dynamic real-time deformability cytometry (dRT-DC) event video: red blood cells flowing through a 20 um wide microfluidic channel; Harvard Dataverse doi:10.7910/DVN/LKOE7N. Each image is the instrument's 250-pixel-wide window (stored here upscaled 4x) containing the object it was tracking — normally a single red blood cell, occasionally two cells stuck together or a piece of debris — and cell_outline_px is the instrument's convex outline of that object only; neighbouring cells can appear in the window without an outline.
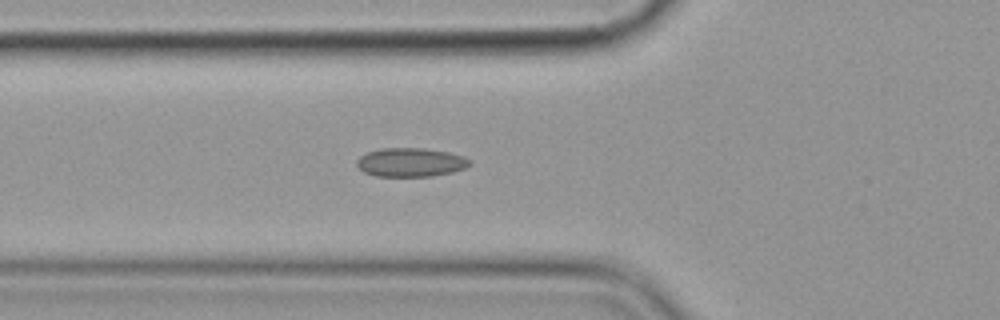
{"species": "common noctule bat (a hibernating species)", "species_latin": "Nyctalus noctula", "temperature_condition": "cold", "stored_images_in_passage": 7, "segment_of_instrument_passage": [1, 2], "camera_frame_rate_fps": 3000, "um_per_image_px": 0.085, "animal": {"sex": "female", "body_mass_g": 19.9}, "frame": {"image": 1, "passage_image": 6, "time_ms": 5.667, "image_size_px": [1000, 320], "cell_outline_px": [[468, 164], [464, 168], [452, 172], [432, 176], [376, 176], [364, 172], [356, 164], [356, 160], [360, 156], [368, 152], [380, 148], [420, 148], [448, 152], [464, 156], [468, 160]], "centroid_in_image_um": [34.86, 13.79], "position_along_channel_um": 90.9, "area_um2": 18.73}}